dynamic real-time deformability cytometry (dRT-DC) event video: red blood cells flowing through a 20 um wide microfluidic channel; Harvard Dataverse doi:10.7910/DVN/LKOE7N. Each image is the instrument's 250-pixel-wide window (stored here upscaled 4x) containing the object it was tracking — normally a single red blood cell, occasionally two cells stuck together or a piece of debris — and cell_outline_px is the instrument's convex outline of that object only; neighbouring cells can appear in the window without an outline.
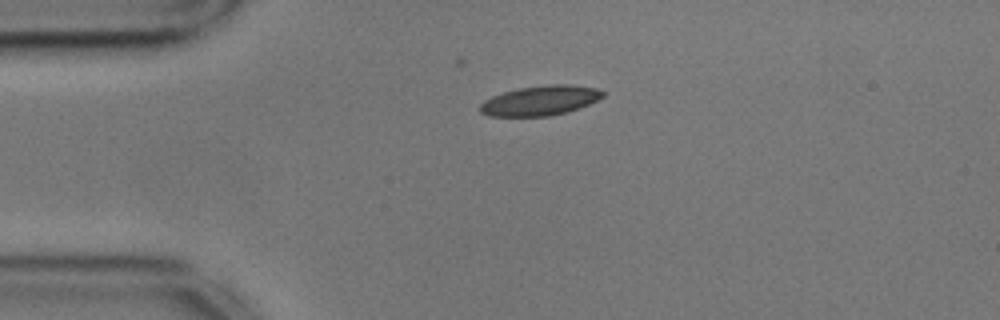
{"species": "common noctule bat (a hibernating species)", "species_latin": "Nyctalus noctula", "temperature_condition": "cold", "stored_images_in_passage": 7, "camera_frame_rate_fps": 3000, "um_per_image_px": 0.085, "animal": {"sex": "male", "body_mass_g": 17.9, "forearm_length_mm": 54.2}, "frame": {"image": 1, "passage_image": 1, "time_ms": 0.0, "image_size_px": [1000, 320], "cell_outline_px": [[604, 96], [588, 104], [564, 112], [548, 116], [488, 116], [480, 112], [480, 104], [484, 100], [492, 96], [504, 92], [520, 88], [548, 84], [568, 84], [596, 88], [604, 92]], "centroid_in_image_um": [45.88, 8.54], "position_along_channel_um": 39.1, "area_um2": 21.04}}